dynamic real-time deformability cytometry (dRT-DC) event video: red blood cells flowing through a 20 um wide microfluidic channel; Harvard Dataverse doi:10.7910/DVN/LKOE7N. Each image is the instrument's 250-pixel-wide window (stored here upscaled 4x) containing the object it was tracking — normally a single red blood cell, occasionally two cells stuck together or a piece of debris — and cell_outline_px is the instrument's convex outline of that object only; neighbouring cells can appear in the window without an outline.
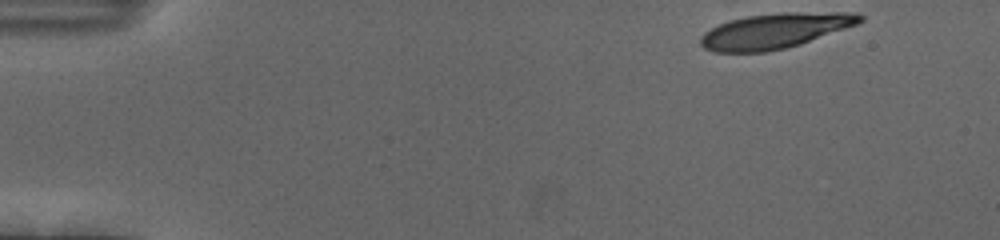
{"species": "human", "species_latin": "Homo sapiens", "temperature_condition": "cold", "stored_images_in_passage": 50, "camera_frame_rate_fps": 3000, "um_per_image_px": 0.085, "donor": {"sex": "female"}, "frame": {"image": 1, "passage_image": 1, "time_ms": 0.0, "image_size_px": [1000, 240], "cell_outline_px": [[864, 20], [856, 24], [800, 44], [784, 48], [764, 52], [712, 52], [704, 48], [700, 44], [700, 36], [704, 32], [728, 20], [744, 16], [784, 12], [860, 12], [864, 16]], "centroid_in_image_um": [65.86, 2.6], "position_along_channel_um": 19.1, "area_um2": 32.71}}
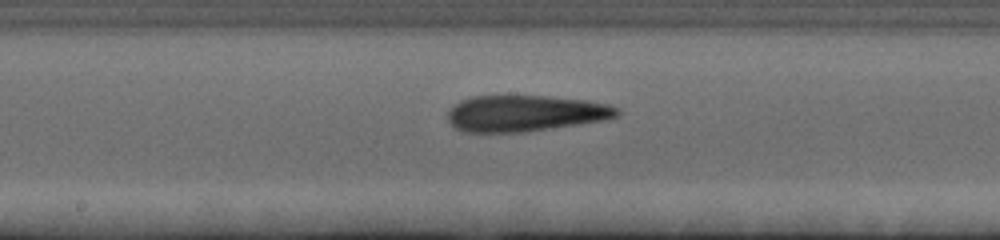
{"frame": {"image": 2, "passage_image": 25, "time_ms": 8.0, "image_size_px": [1000, 240], "cell_outline_px": [[620, 116], [608, 120], [524, 132], [460, 132], [448, 120], [448, 108], [452, 104], [460, 100], [472, 96], [548, 96], [588, 100], [608, 104], [620, 108]], "centroid_in_image_um": [44.67, 9.63], "position_along_channel_um": 203.5, "area_um2": 36.24}}
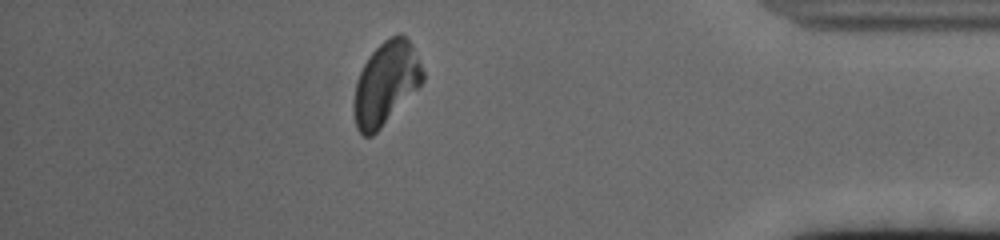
{"frame": {"image": 3, "passage_image": 44, "time_ms": 14.333, "image_size_px": [1000, 240], "cell_outline_px": [[424, 80], [380, 128], [372, 136], [364, 136], [356, 128], [352, 108], [352, 104], [356, 84], [360, 72], [368, 56], [384, 40], [400, 32], [412, 44], [424, 72]], "centroid_in_image_um": [32.77, 7.07], "position_along_channel_um": 402.4, "area_um2": 32.89}, "authors_computed_cell_mechanics": {"area_um2": 34.4488, "velocity_mm_per_s": 3.6841, "shape_relaxation_time_tau1_ms": 4.3213, "shape_relaxation_time_tau2_ms": 1.9291, "deformation_change_tau1": 0.1925, "deformation_change_tau2": 0.1133}}